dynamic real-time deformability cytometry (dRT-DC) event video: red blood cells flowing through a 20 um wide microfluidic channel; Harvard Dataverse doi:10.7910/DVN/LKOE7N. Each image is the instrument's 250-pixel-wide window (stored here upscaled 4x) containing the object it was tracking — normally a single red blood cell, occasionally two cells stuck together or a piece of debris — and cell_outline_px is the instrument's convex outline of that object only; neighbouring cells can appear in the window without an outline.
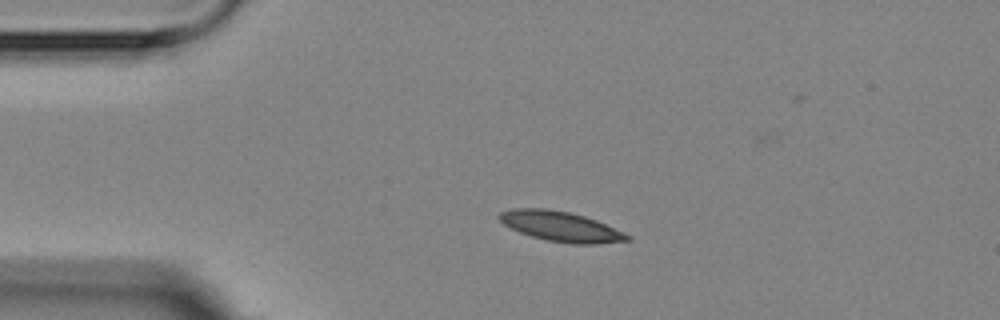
{"species": "Egyptian fruit bat (a non-hibernating species)", "species_latin": "Rousettus aegyptiacus", "temperature_condition": "room temperature", "stored_images_in_passage": 4, "camera_frame_rate_fps": 3000, "um_per_image_px": 0.085, "animal": {"sex": "female"}, "frame": {"image": 1, "passage_image": 3, "time_ms": 2.333, "image_size_px": [1000, 320], "cell_outline_px": [[632, 240], [596, 244], [572, 244], [548, 240], [532, 236], [520, 232], [504, 224], [496, 216], [500, 212], [512, 208], [548, 208], [568, 212], [584, 216], [596, 220], [632, 236]], "centroid_in_image_um": [47.67, 19.24], "position_along_channel_um": 37.3, "area_um2": 22.31}}